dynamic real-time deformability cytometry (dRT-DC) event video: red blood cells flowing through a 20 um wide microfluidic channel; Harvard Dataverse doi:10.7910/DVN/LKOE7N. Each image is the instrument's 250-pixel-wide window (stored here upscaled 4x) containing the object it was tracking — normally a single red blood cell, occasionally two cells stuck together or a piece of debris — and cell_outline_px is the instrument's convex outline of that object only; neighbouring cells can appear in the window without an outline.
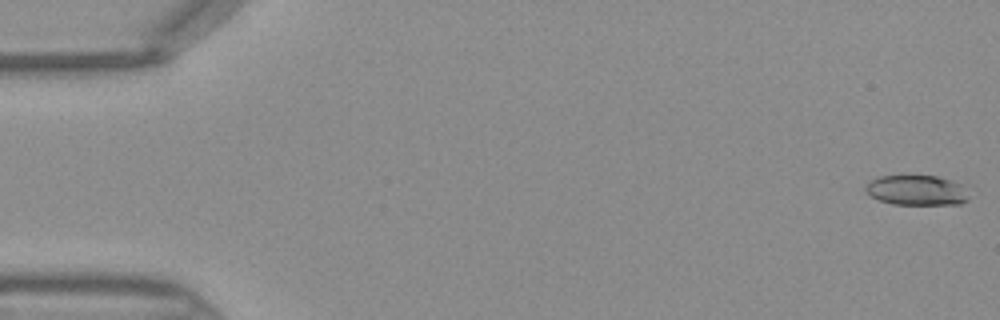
{"species": "Egyptian fruit bat (a non-hibernating species)", "species_latin": "Rousettus aegyptiacus", "temperature_condition": "warm", "stored_images_in_passage": 46, "camera_frame_rate_fps": 3000, "um_per_image_px": 0.085, "frame": {"image": 1, "passage_image": 1, "time_ms": 0.0, "image_size_px": [1000, 320], "cell_outline_px": [[968, 200], [960, 204], [892, 204], [880, 200], [872, 196], [864, 188], [872, 180], [880, 176], [936, 176], [968, 184]], "centroid_in_image_um": [78.03, 16.17], "position_along_channel_um": 7.0, "area_um2": 18.21}}
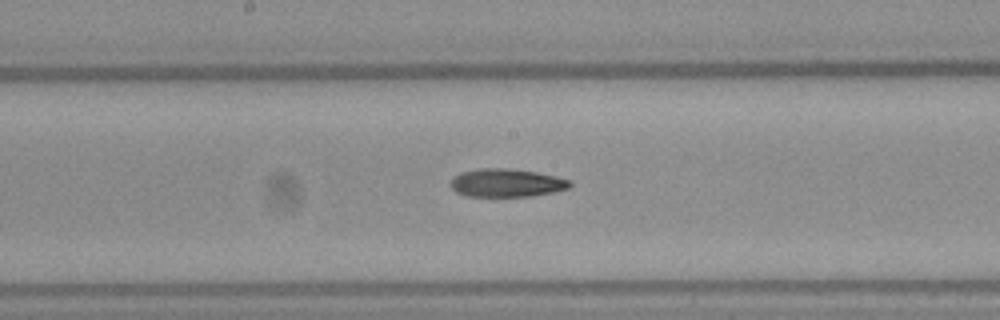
{"frame": {"image": 2, "passage_image": 24, "time_ms": 7.667, "image_size_px": [1000, 320], "cell_outline_px": [[572, 184], [568, 188], [552, 192], [532, 196], [468, 196], [456, 192], [448, 184], [460, 172], [480, 168], [508, 168], [536, 172], [556, 176], [572, 180]], "centroid_in_image_um": [43.06, 15.54], "position_along_channel_um": 205.1, "area_um2": 19.59}}
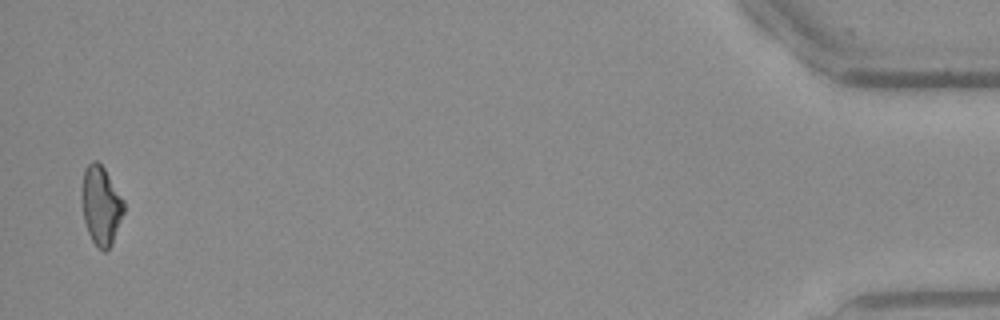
{"frame": {"image": 3, "passage_image": 45, "time_ms": 14.667, "image_size_px": [1000, 320], "cell_outline_px": [[124, 212], [112, 244], [104, 252], [92, 240], [88, 232], [84, 220], [80, 200], [80, 192], [84, 168], [92, 160], [96, 160], [104, 168], [124, 200]], "centroid_in_image_um": [8.56, 17.43], "position_along_channel_um": 426.6, "area_um2": 19.48}}